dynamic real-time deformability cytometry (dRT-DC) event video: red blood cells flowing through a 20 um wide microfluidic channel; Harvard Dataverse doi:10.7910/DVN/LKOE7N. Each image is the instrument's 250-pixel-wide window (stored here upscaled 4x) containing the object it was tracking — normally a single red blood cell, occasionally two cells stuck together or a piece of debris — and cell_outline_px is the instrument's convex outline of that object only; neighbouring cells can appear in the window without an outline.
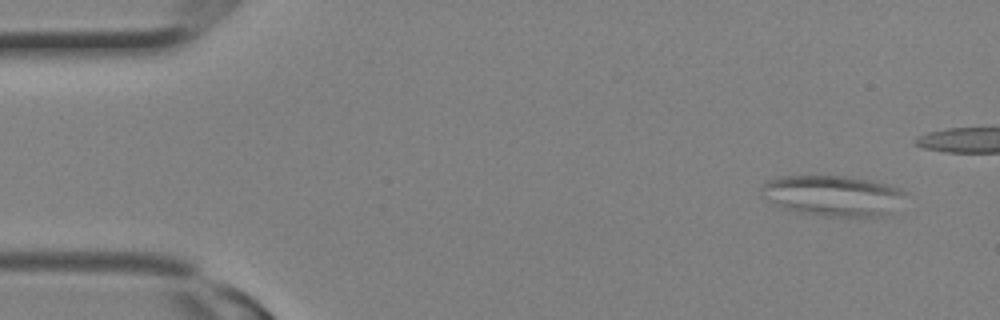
{"species": "Egyptian fruit bat (a non-hibernating species)", "species_latin": "Rousettus aegyptiacus", "temperature_condition": "room temperature", "stored_images_in_passage": 3, "camera_frame_rate_fps": 3000, "um_per_image_px": 0.085, "animal": {"sex": "female"}, "frame": {"image": 1, "passage_image": 1, "time_ms": 0.0, "image_size_px": [1000, 320], "cell_outline_px": [[908, 192], [892, 216], [820, 216], [800, 212], [784, 208], [760, 196], [760, 188], [768, 180], [784, 176], [844, 176], [872, 180], [888, 184], [900, 188]], "centroid_in_image_um": [70.87, 16.64], "position_along_channel_um": 14.1, "area_um2": 34.51}}